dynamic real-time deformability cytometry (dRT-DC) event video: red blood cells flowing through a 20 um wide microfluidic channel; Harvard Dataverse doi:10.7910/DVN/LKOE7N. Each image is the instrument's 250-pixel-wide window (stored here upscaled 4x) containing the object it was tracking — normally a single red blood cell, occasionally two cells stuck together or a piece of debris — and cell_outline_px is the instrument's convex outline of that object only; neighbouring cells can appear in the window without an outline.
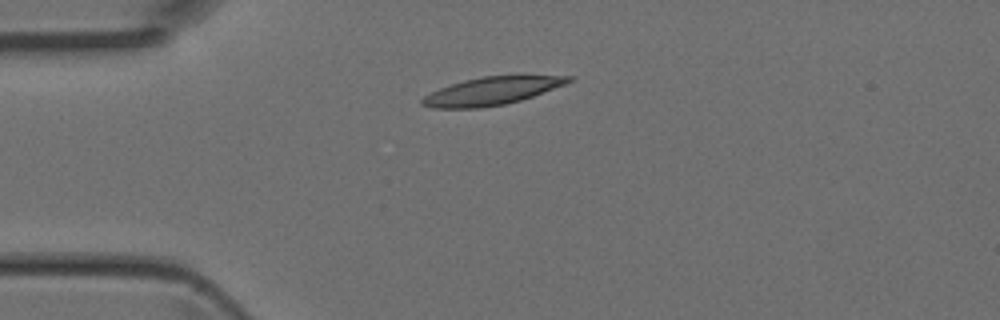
{"species": "Egyptian fruit bat (a non-hibernating species)", "species_latin": "Rousettus aegyptiacus", "temperature_condition": "room temperature", "stored_images_in_passage": 2, "camera_frame_rate_fps": 3000, "um_per_image_px": 0.085, "animal": {"sex": "female"}, "frame": {"image": 1, "passage_image": 1, "time_ms": 0.0, "image_size_px": [1000, 320], "cell_outline_px": [[576, 80], [532, 96], [520, 100], [504, 104], [480, 108], [432, 108], [420, 104], [420, 100], [424, 96], [440, 88], [464, 80], [484, 76], [524, 72], [572, 76]], "centroid_in_image_um": [41.92, 7.67], "position_along_channel_um": 43.1, "area_um2": 24.68}}